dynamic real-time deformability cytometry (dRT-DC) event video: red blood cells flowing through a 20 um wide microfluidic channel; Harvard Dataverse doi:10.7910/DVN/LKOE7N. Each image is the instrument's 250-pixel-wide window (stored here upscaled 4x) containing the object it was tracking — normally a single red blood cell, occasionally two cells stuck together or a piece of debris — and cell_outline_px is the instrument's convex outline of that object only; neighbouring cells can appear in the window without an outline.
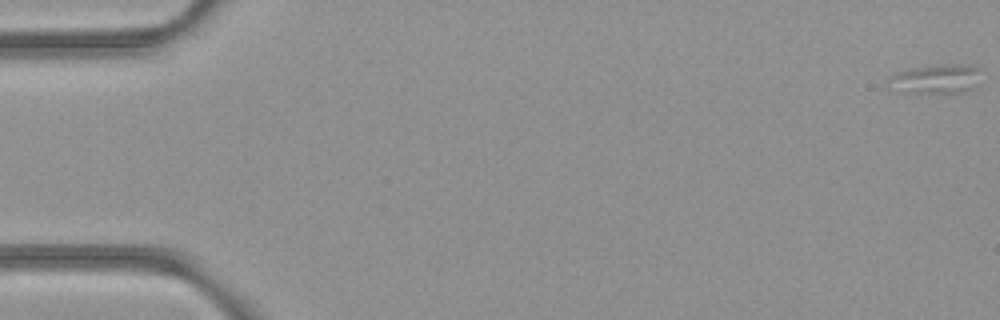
{"species": "common noctule bat (a hibernating species)", "species_latin": "Nyctalus noctula", "temperature_condition": "room temperature", "stored_images_in_passage": 42, "camera_frame_rate_fps": 3000, "um_per_image_px": 0.085, "animal": {"sex": "female", "body_mass_g": 21.9}, "frame": {"image": 1, "passage_image": 1, "time_ms": 0.0, "image_size_px": [1000, 320], "cell_outline_px": [[980, 68], [972, 88], [964, 92], [904, 92], [888, 88], [888, 76], [896, 72], [912, 68], [940, 64], [972, 64]], "centroid_in_image_um": [79.48, 6.69], "position_along_channel_um": 5.5, "area_um2": 15.66}}
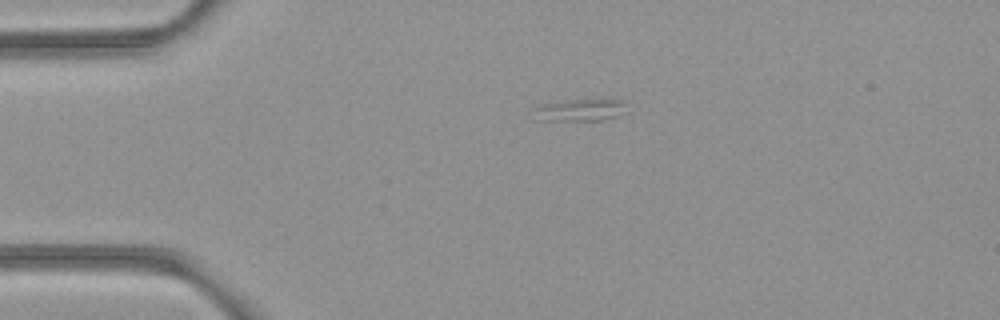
{"frame": {"image": 2, "passage_image": 13, "time_ms": 4.0, "image_size_px": [1000, 320], "cell_outline_px": [[624, 104], [616, 116], [604, 120], [536, 120], [532, 108], [540, 104], [564, 100], [624, 100]], "centroid_in_image_um": [49.15, 9.35], "position_along_channel_um": 35.9, "area_um2": 11.68}}